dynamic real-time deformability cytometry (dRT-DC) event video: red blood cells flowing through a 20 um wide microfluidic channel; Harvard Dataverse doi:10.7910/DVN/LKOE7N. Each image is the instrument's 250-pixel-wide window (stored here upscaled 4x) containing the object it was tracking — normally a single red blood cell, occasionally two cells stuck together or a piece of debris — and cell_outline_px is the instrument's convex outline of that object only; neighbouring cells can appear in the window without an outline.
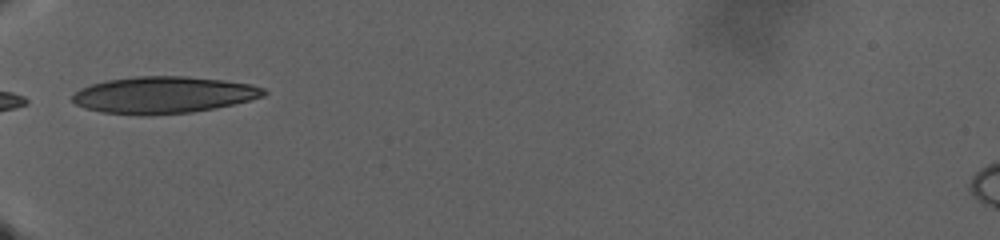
{"species": "human", "species_latin": "Homo sapiens", "temperature_condition": "warm", "stored_images_in_passage": 18, "camera_frame_rate_fps": 3000, "um_per_image_px": 0.085, "donor": {"sex": "male"}, "frame": {"image": 1, "passage_image": 1, "time_ms": 0.0, "image_size_px": [1000, 240], "cell_outline_px": [[268, 92], [264, 96], [216, 108], [192, 112], [148, 116], [140, 116], [100, 112], [84, 108], [76, 104], [72, 100], [72, 96], [80, 88], [92, 84], [108, 80], [136, 76], [188, 76], [224, 80], [252, 84], [264, 88]], "centroid_in_image_um": [13.89, 8.08], "position_along_channel_um": 71.1, "area_um2": 41.33}}
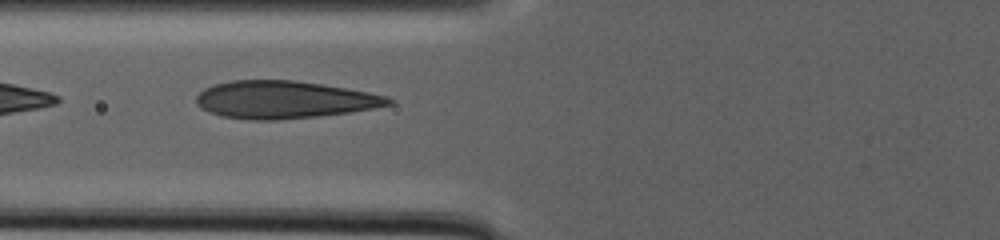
{"frame": {"image": 2, "passage_image": 8, "time_ms": 2.333, "image_size_px": [1000, 240], "cell_outline_px": [[396, 100], [392, 104], [372, 108], [348, 112], [320, 116], [276, 120], [252, 120], [220, 116], [208, 112], [200, 108], [196, 104], [196, 96], [204, 88], [212, 84], [232, 80], [292, 80], [320, 84], [368, 92], [388, 96]], "centroid_in_image_um": [24.1, 8.48], "position_along_channel_um": 101.7, "area_um2": 42.14}}
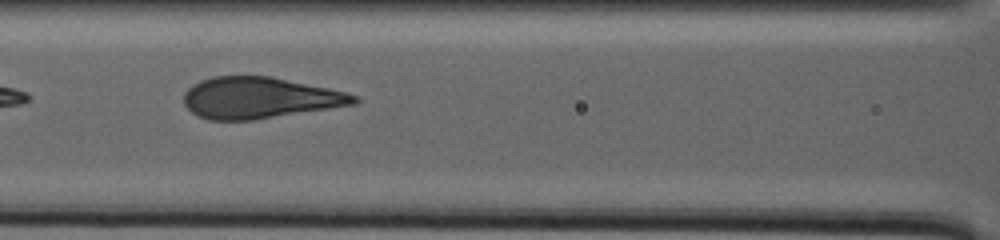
{"frame": {"image": 3, "passage_image": 16, "time_ms": 5.0, "image_size_px": [1000, 240], "cell_outline_px": [[360, 100], [356, 104], [256, 120], [208, 120], [196, 116], [184, 104], [184, 92], [192, 84], [200, 80], [212, 76], [272, 76], [328, 88], [344, 92], [356, 96]], "centroid_in_image_um": [22.03, 8.32], "position_along_channel_um": 144.6, "area_um2": 41.15}}